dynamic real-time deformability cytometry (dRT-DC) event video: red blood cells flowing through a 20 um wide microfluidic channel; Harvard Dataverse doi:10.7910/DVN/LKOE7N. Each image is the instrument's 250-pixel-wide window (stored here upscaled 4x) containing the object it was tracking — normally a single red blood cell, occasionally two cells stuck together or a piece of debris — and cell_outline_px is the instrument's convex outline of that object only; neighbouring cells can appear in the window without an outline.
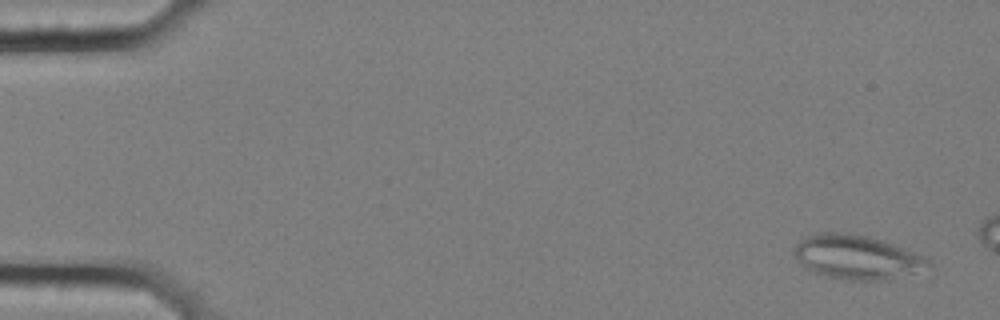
{"species": "common noctule bat (a hibernating species)", "species_latin": "Nyctalus noctula", "temperature_condition": "cold", "stored_images_in_passage": 4, "camera_frame_rate_fps": 3000, "um_per_image_px": 0.085, "animal": {"sex": "female", "body_mass_g": 25.1}, "frame": {"image": 1, "passage_image": 1, "time_ms": 0.0, "image_size_px": [1000, 320], "cell_outline_px": [[932, 264], [912, 272], [884, 280], [848, 280], [828, 276], [812, 272], [804, 268], [792, 252], [792, 248], [804, 236], [820, 232], [840, 232], [864, 236], [880, 240], [892, 244], [920, 256], [928, 260]], "centroid_in_image_um": [72.68, 21.85], "position_along_channel_um": 12.3, "area_um2": 33.7}}